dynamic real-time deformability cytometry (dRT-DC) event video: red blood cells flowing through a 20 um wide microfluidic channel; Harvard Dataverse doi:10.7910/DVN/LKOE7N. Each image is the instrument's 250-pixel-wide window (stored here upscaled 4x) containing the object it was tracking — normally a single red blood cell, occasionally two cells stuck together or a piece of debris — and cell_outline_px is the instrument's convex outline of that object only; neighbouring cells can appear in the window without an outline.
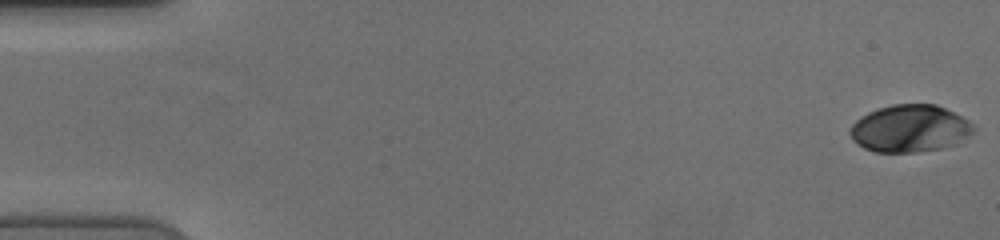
{"species": "human", "species_latin": "Homo sapiens", "temperature_condition": "cold", "stored_images_in_passage": 57, "camera_frame_rate_fps": 3000, "um_per_image_px": 0.085, "donor": {"sex": "female"}, "frame": {"image": 1, "passage_image": 1, "time_ms": 0.0, "image_size_px": [1000, 240], "cell_outline_px": [[972, 132], [968, 136], [956, 144], [944, 148], [916, 152], [876, 152], [864, 148], [852, 140], [848, 132], [852, 124], [860, 116], [868, 112], [892, 104], [936, 104], [968, 120], [972, 124]], "centroid_in_image_um": [77.3, 10.93], "position_along_channel_um": 7.7, "area_um2": 33.93}}
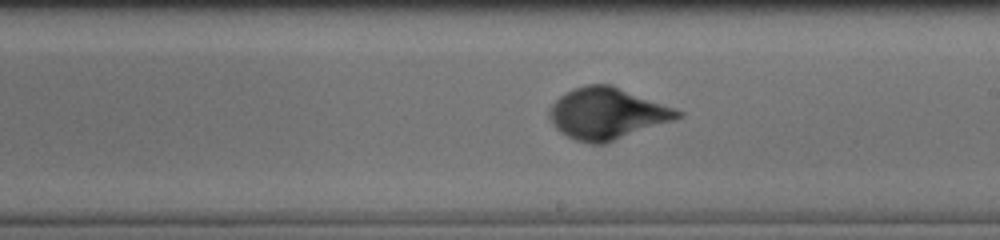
{"frame": {"image": 2, "passage_image": 33, "time_ms": 10.667, "image_size_px": [1000, 240], "cell_outline_px": [[684, 116], [604, 144], [588, 144], [576, 140], [560, 132], [552, 124], [548, 116], [548, 112], [552, 104], [560, 96], [572, 88], [588, 84], [612, 84], [684, 112]], "centroid_in_image_um": [51.57, 9.64], "position_along_channel_um": 237.4, "area_um2": 38.32}}
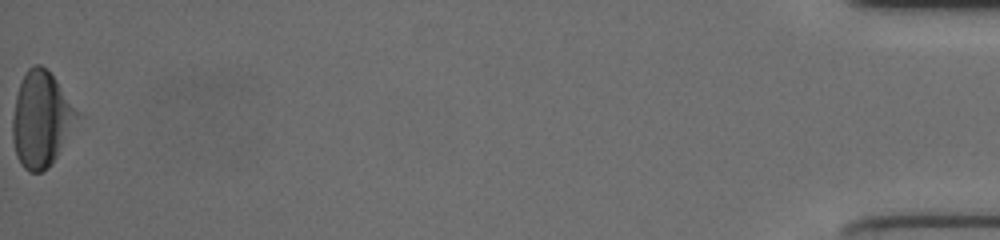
{"frame": {"image": 3, "passage_image": 57, "time_ms": 18.667, "image_size_px": [1000, 240], "cell_outline_px": [[76, 112], [56, 156], [52, 164], [48, 168], [40, 172], [28, 172], [20, 164], [16, 156], [12, 140], [12, 116], [16, 96], [20, 80], [28, 68], [36, 64], [40, 64], [56, 80]], "centroid_in_image_um": [3.37, 10.15], "position_along_channel_um": 431.8, "area_um2": 34.39}, "authors_computed_cell_mechanics": {"area_um2": 34.68, "velocity_mm_per_s": 3.6985, "shape_relaxation_time_tau1_ms": 3.9179, "shape_relaxation_time_tau2_ms": null, "deformation_change_tau1": 0.1696, "deformation_change_tau2": null}}